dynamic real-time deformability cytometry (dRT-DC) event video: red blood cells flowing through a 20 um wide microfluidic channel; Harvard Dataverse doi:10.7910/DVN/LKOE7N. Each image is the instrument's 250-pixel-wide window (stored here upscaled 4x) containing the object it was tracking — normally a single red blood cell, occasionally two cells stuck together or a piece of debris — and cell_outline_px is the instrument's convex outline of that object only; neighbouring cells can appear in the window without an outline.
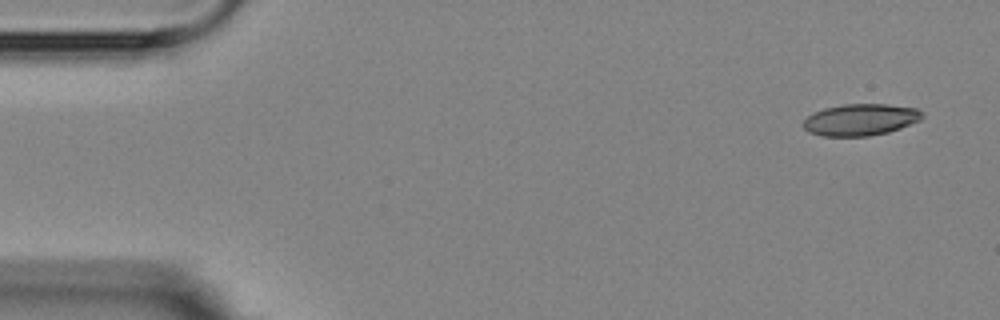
{"species": "Egyptian fruit bat (a non-hibernating species)", "species_latin": "Rousettus aegyptiacus", "temperature_condition": "room temperature", "stored_images_in_passage": 4, "camera_frame_rate_fps": 3000, "um_per_image_px": 0.085, "animal": {"sex": "female"}, "frame": {"image": 1, "passage_image": 1, "time_ms": 0.0, "image_size_px": [1000, 320], "cell_outline_px": [[924, 116], [920, 120], [900, 128], [888, 132], [868, 136], [824, 136], [808, 132], [804, 128], [804, 120], [808, 116], [824, 108], [844, 104], [888, 104], [916, 108], [924, 112]], "centroid_in_image_um": [73.17, 10.17], "position_along_channel_um": 11.8, "area_um2": 21.91}}
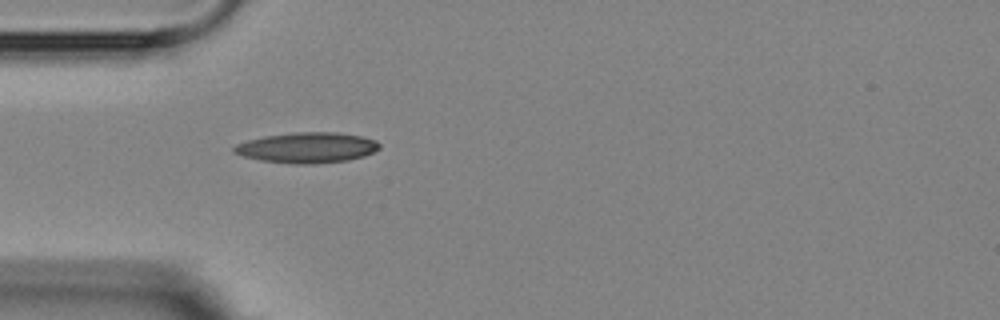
{"frame": {"image": 2, "passage_image": 4, "time_ms": 4.333, "image_size_px": [1000, 320], "cell_outline_px": [[380, 148], [364, 156], [348, 160], [312, 164], [292, 164], [260, 160], [244, 156], [232, 152], [232, 148], [236, 144], [248, 140], [264, 136], [292, 132], [336, 132], [360, 136], [376, 140], [380, 144]], "centroid_in_image_um": [26.09, 12.55], "position_along_channel_um": 58.9, "area_um2": 25.89}}